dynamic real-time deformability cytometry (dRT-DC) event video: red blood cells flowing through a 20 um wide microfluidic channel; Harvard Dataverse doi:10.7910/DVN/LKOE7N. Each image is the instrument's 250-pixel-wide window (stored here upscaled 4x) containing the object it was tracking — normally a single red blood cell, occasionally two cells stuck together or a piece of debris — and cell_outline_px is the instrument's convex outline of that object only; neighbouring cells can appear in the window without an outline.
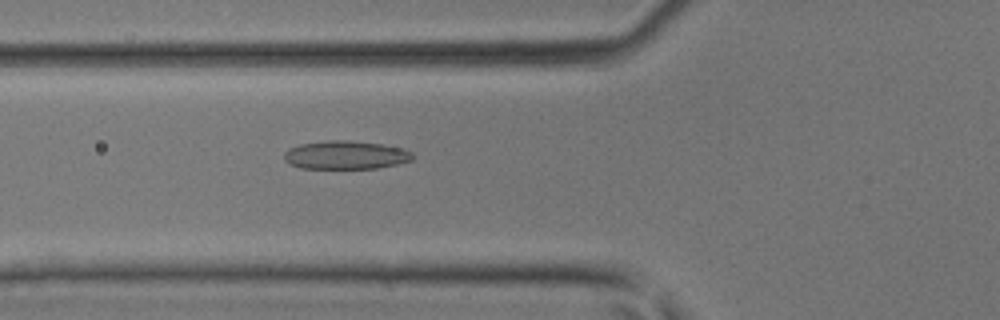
{"species": "common noctule bat (a hibernating species)", "species_latin": "Nyctalus noctula", "temperature_condition": "room temperature", "stored_images_in_passage": 9, "camera_frame_rate_fps": 3000, "um_per_image_px": 0.085, "animal": {"sex": "male", "body_mass_g": 17.9, "forearm_length_mm": 54.2}, "frame": {"image": 1, "passage_image": 6, "time_ms": 1.667, "image_size_px": [1000, 320], "cell_outline_px": [[412, 160], [396, 164], [376, 168], [300, 168], [288, 164], [284, 160], [284, 152], [288, 148], [300, 144], [328, 140], [348, 140], [380, 144], [404, 148], [412, 152]], "centroid_in_image_um": [29.34, 13.17], "position_along_channel_um": 96.5, "area_um2": 21.27}}
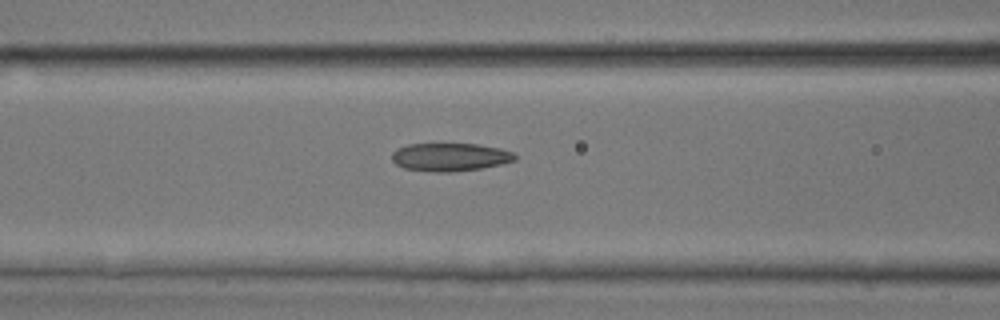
{"frame": {"image": 2, "passage_image": 8, "time_ms": 2.333, "image_size_px": [1000, 320], "cell_outline_px": [[516, 160], [500, 164], [480, 168], [452, 172], [436, 172], [404, 168], [396, 164], [392, 160], [392, 152], [396, 148], [408, 144], [476, 144], [500, 148], [512, 152], [516, 156]], "centroid_in_image_um": [38.23, 13.34], "position_along_channel_um": 128.4, "area_um2": 20.06}}